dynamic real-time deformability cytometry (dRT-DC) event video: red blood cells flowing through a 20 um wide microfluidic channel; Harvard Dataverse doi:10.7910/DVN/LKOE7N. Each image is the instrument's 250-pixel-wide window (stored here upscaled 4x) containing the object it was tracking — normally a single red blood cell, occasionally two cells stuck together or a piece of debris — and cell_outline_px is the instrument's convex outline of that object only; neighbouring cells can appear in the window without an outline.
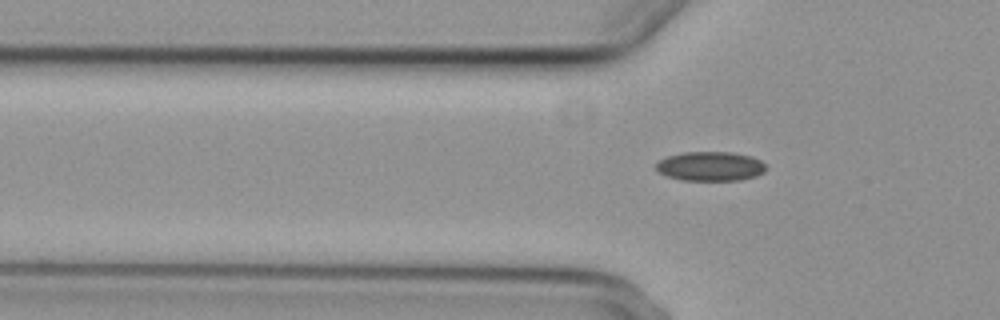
{"species": "common noctule bat (a hibernating species)", "species_latin": "Nyctalus noctula", "temperature_condition": "cold", "stored_images_in_passage": 4, "camera_frame_rate_fps": 3000, "um_per_image_px": 0.085, "animal": {"sex": "female", "body_mass_g": 29.2, "forearm_length_mm": 56.3}, "frame": {"image": 1, "passage_image": 4, "time_ms": 6.0, "image_size_px": [1000, 320], "cell_outline_px": [[768, 168], [764, 172], [756, 176], [740, 180], [680, 180], [668, 176], [660, 172], [656, 168], [656, 164], [660, 160], [668, 156], [684, 152], [732, 152], [752, 156], [760, 160]], "centroid_in_image_um": [60.42, 14.13], "position_along_channel_um": 65.4, "area_um2": 18.79}}